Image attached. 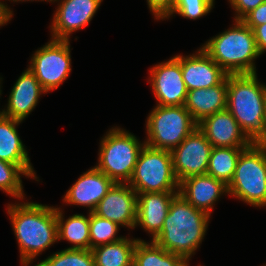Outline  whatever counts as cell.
<instances>
[{
    "instance_id": "1",
    "label": "cell",
    "mask_w": 266,
    "mask_h": 266,
    "mask_svg": "<svg viewBox=\"0 0 266 266\" xmlns=\"http://www.w3.org/2000/svg\"><path fill=\"white\" fill-rule=\"evenodd\" d=\"M7 210L19 244L21 263L28 266L38 254L58 241L56 208L25 202L9 204Z\"/></svg>"
},
{
    "instance_id": "2",
    "label": "cell",
    "mask_w": 266,
    "mask_h": 266,
    "mask_svg": "<svg viewBox=\"0 0 266 266\" xmlns=\"http://www.w3.org/2000/svg\"><path fill=\"white\" fill-rule=\"evenodd\" d=\"M209 217L178 194L170 204L162 230L152 241L189 261L205 236Z\"/></svg>"
},
{
    "instance_id": "3",
    "label": "cell",
    "mask_w": 266,
    "mask_h": 266,
    "mask_svg": "<svg viewBox=\"0 0 266 266\" xmlns=\"http://www.w3.org/2000/svg\"><path fill=\"white\" fill-rule=\"evenodd\" d=\"M256 74H228L227 110L253 143L264 145L266 85Z\"/></svg>"
},
{
    "instance_id": "4",
    "label": "cell",
    "mask_w": 266,
    "mask_h": 266,
    "mask_svg": "<svg viewBox=\"0 0 266 266\" xmlns=\"http://www.w3.org/2000/svg\"><path fill=\"white\" fill-rule=\"evenodd\" d=\"M202 49L227 74L256 73L254 59L259 57L253 31L242 20L234 27L211 38Z\"/></svg>"
},
{
    "instance_id": "5",
    "label": "cell",
    "mask_w": 266,
    "mask_h": 266,
    "mask_svg": "<svg viewBox=\"0 0 266 266\" xmlns=\"http://www.w3.org/2000/svg\"><path fill=\"white\" fill-rule=\"evenodd\" d=\"M227 191L252 206H266V145L252 143L241 152Z\"/></svg>"
},
{
    "instance_id": "6",
    "label": "cell",
    "mask_w": 266,
    "mask_h": 266,
    "mask_svg": "<svg viewBox=\"0 0 266 266\" xmlns=\"http://www.w3.org/2000/svg\"><path fill=\"white\" fill-rule=\"evenodd\" d=\"M144 145L133 134L112 128L101 140L99 163L95 167L114 183H129Z\"/></svg>"
},
{
    "instance_id": "7",
    "label": "cell",
    "mask_w": 266,
    "mask_h": 266,
    "mask_svg": "<svg viewBox=\"0 0 266 266\" xmlns=\"http://www.w3.org/2000/svg\"><path fill=\"white\" fill-rule=\"evenodd\" d=\"M146 122L148 138L144 143L168 151L176 148L198 126L185 105H157Z\"/></svg>"
},
{
    "instance_id": "8",
    "label": "cell",
    "mask_w": 266,
    "mask_h": 266,
    "mask_svg": "<svg viewBox=\"0 0 266 266\" xmlns=\"http://www.w3.org/2000/svg\"><path fill=\"white\" fill-rule=\"evenodd\" d=\"M136 193L179 191L173 170L171 151L154 149L146 144L139 153L128 183Z\"/></svg>"
},
{
    "instance_id": "9",
    "label": "cell",
    "mask_w": 266,
    "mask_h": 266,
    "mask_svg": "<svg viewBox=\"0 0 266 266\" xmlns=\"http://www.w3.org/2000/svg\"><path fill=\"white\" fill-rule=\"evenodd\" d=\"M30 62L29 69L42 88L46 92L55 90L67 79L71 71L69 40L52 39L35 52Z\"/></svg>"
},
{
    "instance_id": "10",
    "label": "cell",
    "mask_w": 266,
    "mask_h": 266,
    "mask_svg": "<svg viewBox=\"0 0 266 266\" xmlns=\"http://www.w3.org/2000/svg\"><path fill=\"white\" fill-rule=\"evenodd\" d=\"M212 148L197 127L171 151L173 170L179 183L188 177L206 174Z\"/></svg>"
},
{
    "instance_id": "11",
    "label": "cell",
    "mask_w": 266,
    "mask_h": 266,
    "mask_svg": "<svg viewBox=\"0 0 266 266\" xmlns=\"http://www.w3.org/2000/svg\"><path fill=\"white\" fill-rule=\"evenodd\" d=\"M153 93L161 106L185 105L188 90L182 78L181 63L173 57L150 69Z\"/></svg>"
},
{
    "instance_id": "12",
    "label": "cell",
    "mask_w": 266,
    "mask_h": 266,
    "mask_svg": "<svg viewBox=\"0 0 266 266\" xmlns=\"http://www.w3.org/2000/svg\"><path fill=\"white\" fill-rule=\"evenodd\" d=\"M93 212L119 226L134 229L137 220V193L128 183H114Z\"/></svg>"
},
{
    "instance_id": "13",
    "label": "cell",
    "mask_w": 266,
    "mask_h": 266,
    "mask_svg": "<svg viewBox=\"0 0 266 266\" xmlns=\"http://www.w3.org/2000/svg\"><path fill=\"white\" fill-rule=\"evenodd\" d=\"M102 0H62L54 14L51 32L54 40H69L73 31L87 26Z\"/></svg>"
},
{
    "instance_id": "14",
    "label": "cell",
    "mask_w": 266,
    "mask_h": 266,
    "mask_svg": "<svg viewBox=\"0 0 266 266\" xmlns=\"http://www.w3.org/2000/svg\"><path fill=\"white\" fill-rule=\"evenodd\" d=\"M190 56H175L181 63L182 78L188 91L220 84L228 74L202 49Z\"/></svg>"
},
{
    "instance_id": "15",
    "label": "cell",
    "mask_w": 266,
    "mask_h": 266,
    "mask_svg": "<svg viewBox=\"0 0 266 266\" xmlns=\"http://www.w3.org/2000/svg\"><path fill=\"white\" fill-rule=\"evenodd\" d=\"M197 127L213 147H249L253 143L227 109L204 118Z\"/></svg>"
},
{
    "instance_id": "16",
    "label": "cell",
    "mask_w": 266,
    "mask_h": 266,
    "mask_svg": "<svg viewBox=\"0 0 266 266\" xmlns=\"http://www.w3.org/2000/svg\"><path fill=\"white\" fill-rule=\"evenodd\" d=\"M179 191L137 193V220L154 239L162 230L172 200Z\"/></svg>"
},
{
    "instance_id": "17",
    "label": "cell",
    "mask_w": 266,
    "mask_h": 266,
    "mask_svg": "<svg viewBox=\"0 0 266 266\" xmlns=\"http://www.w3.org/2000/svg\"><path fill=\"white\" fill-rule=\"evenodd\" d=\"M114 182L96 167L81 175L64 197L67 204L81 205L93 212Z\"/></svg>"
},
{
    "instance_id": "18",
    "label": "cell",
    "mask_w": 266,
    "mask_h": 266,
    "mask_svg": "<svg viewBox=\"0 0 266 266\" xmlns=\"http://www.w3.org/2000/svg\"><path fill=\"white\" fill-rule=\"evenodd\" d=\"M227 193V185L208 174L188 177L179 183V194L196 209L211 215L214 202Z\"/></svg>"
},
{
    "instance_id": "19",
    "label": "cell",
    "mask_w": 266,
    "mask_h": 266,
    "mask_svg": "<svg viewBox=\"0 0 266 266\" xmlns=\"http://www.w3.org/2000/svg\"><path fill=\"white\" fill-rule=\"evenodd\" d=\"M42 93L46 91L27 68L13 86L2 115L22 122L33 111Z\"/></svg>"
},
{
    "instance_id": "20",
    "label": "cell",
    "mask_w": 266,
    "mask_h": 266,
    "mask_svg": "<svg viewBox=\"0 0 266 266\" xmlns=\"http://www.w3.org/2000/svg\"><path fill=\"white\" fill-rule=\"evenodd\" d=\"M185 108L197 124L204 118L227 109V77L213 87L188 91Z\"/></svg>"
},
{
    "instance_id": "21",
    "label": "cell",
    "mask_w": 266,
    "mask_h": 266,
    "mask_svg": "<svg viewBox=\"0 0 266 266\" xmlns=\"http://www.w3.org/2000/svg\"><path fill=\"white\" fill-rule=\"evenodd\" d=\"M20 123L10 117L0 116V160L19 165L30 178L37 179L16 129Z\"/></svg>"
},
{
    "instance_id": "22",
    "label": "cell",
    "mask_w": 266,
    "mask_h": 266,
    "mask_svg": "<svg viewBox=\"0 0 266 266\" xmlns=\"http://www.w3.org/2000/svg\"><path fill=\"white\" fill-rule=\"evenodd\" d=\"M138 240L123 237L119 241L91 249L95 266H133V252Z\"/></svg>"
},
{
    "instance_id": "23",
    "label": "cell",
    "mask_w": 266,
    "mask_h": 266,
    "mask_svg": "<svg viewBox=\"0 0 266 266\" xmlns=\"http://www.w3.org/2000/svg\"><path fill=\"white\" fill-rule=\"evenodd\" d=\"M58 240H67L74 244L69 249H90L89 215L74 214L63 221V213L56 208Z\"/></svg>"
},
{
    "instance_id": "24",
    "label": "cell",
    "mask_w": 266,
    "mask_h": 266,
    "mask_svg": "<svg viewBox=\"0 0 266 266\" xmlns=\"http://www.w3.org/2000/svg\"><path fill=\"white\" fill-rule=\"evenodd\" d=\"M184 257L166 251L156 243L138 240L133 252V266H188Z\"/></svg>"
},
{
    "instance_id": "25",
    "label": "cell",
    "mask_w": 266,
    "mask_h": 266,
    "mask_svg": "<svg viewBox=\"0 0 266 266\" xmlns=\"http://www.w3.org/2000/svg\"><path fill=\"white\" fill-rule=\"evenodd\" d=\"M247 147H213L206 174L229 185L241 152Z\"/></svg>"
},
{
    "instance_id": "26",
    "label": "cell",
    "mask_w": 266,
    "mask_h": 266,
    "mask_svg": "<svg viewBox=\"0 0 266 266\" xmlns=\"http://www.w3.org/2000/svg\"><path fill=\"white\" fill-rule=\"evenodd\" d=\"M118 230V224L89 212L90 249L122 239L123 237H115Z\"/></svg>"
},
{
    "instance_id": "27",
    "label": "cell",
    "mask_w": 266,
    "mask_h": 266,
    "mask_svg": "<svg viewBox=\"0 0 266 266\" xmlns=\"http://www.w3.org/2000/svg\"><path fill=\"white\" fill-rule=\"evenodd\" d=\"M35 266H95L91 249H65Z\"/></svg>"
},
{
    "instance_id": "28",
    "label": "cell",
    "mask_w": 266,
    "mask_h": 266,
    "mask_svg": "<svg viewBox=\"0 0 266 266\" xmlns=\"http://www.w3.org/2000/svg\"><path fill=\"white\" fill-rule=\"evenodd\" d=\"M21 175H29L19 166L0 160V189L12 197L23 200Z\"/></svg>"
},
{
    "instance_id": "29",
    "label": "cell",
    "mask_w": 266,
    "mask_h": 266,
    "mask_svg": "<svg viewBox=\"0 0 266 266\" xmlns=\"http://www.w3.org/2000/svg\"><path fill=\"white\" fill-rule=\"evenodd\" d=\"M214 6V0H175L173 13H177L187 19H198L210 12Z\"/></svg>"
},
{
    "instance_id": "30",
    "label": "cell",
    "mask_w": 266,
    "mask_h": 266,
    "mask_svg": "<svg viewBox=\"0 0 266 266\" xmlns=\"http://www.w3.org/2000/svg\"><path fill=\"white\" fill-rule=\"evenodd\" d=\"M147 3L156 19H165L171 16L175 0H147Z\"/></svg>"
},
{
    "instance_id": "31",
    "label": "cell",
    "mask_w": 266,
    "mask_h": 266,
    "mask_svg": "<svg viewBox=\"0 0 266 266\" xmlns=\"http://www.w3.org/2000/svg\"><path fill=\"white\" fill-rule=\"evenodd\" d=\"M247 26H260L266 23V1L251 10L241 19Z\"/></svg>"
},
{
    "instance_id": "32",
    "label": "cell",
    "mask_w": 266,
    "mask_h": 266,
    "mask_svg": "<svg viewBox=\"0 0 266 266\" xmlns=\"http://www.w3.org/2000/svg\"><path fill=\"white\" fill-rule=\"evenodd\" d=\"M236 11L235 20H241L247 13L255 9L266 0H229Z\"/></svg>"
},
{
    "instance_id": "33",
    "label": "cell",
    "mask_w": 266,
    "mask_h": 266,
    "mask_svg": "<svg viewBox=\"0 0 266 266\" xmlns=\"http://www.w3.org/2000/svg\"><path fill=\"white\" fill-rule=\"evenodd\" d=\"M252 29L257 50L261 55L266 51V23L260 26H248Z\"/></svg>"
},
{
    "instance_id": "34",
    "label": "cell",
    "mask_w": 266,
    "mask_h": 266,
    "mask_svg": "<svg viewBox=\"0 0 266 266\" xmlns=\"http://www.w3.org/2000/svg\"><path fill=\"white\" fill-rule=\"evenodd\" d=\"M12 11L7 5L0 2V26L6 24L12 18Z\"/></svg>"
},
{
    "instance_id": "35",
    "label": "cell",
    "mask_w": 266,
    "mask_h": 266,
    "mask_svg": "<svg viewBox=\"0 0 266 266\" xmlns=\"http://www.w3.org/2000/svg\"><path fill=\"white\" fill-rule=\"evenodd\" d=\"M264 145H266V99H265V120H264Z\"/></svg>"
},
{
    "instance_id": "36",
    "label": "cell",
    "mask_w": 266,
    "mask_h": 266,
    "mask_svg": "<svg viewBox=\"0 0 266 266\" xmlns=\"http://www.w3.org/2000/svg\"><path fill=\"white\" fill-rule=\"evenodd\" d=\"M12 1V0H11ZM14 2H17V1H33V0H13ZM37 1V0H36ZM39 1V0H38ZM42 1V0H41ZM44 1V0H43ZM45 1H57V0H45Z\"/></svg>"
}]
</instances>
